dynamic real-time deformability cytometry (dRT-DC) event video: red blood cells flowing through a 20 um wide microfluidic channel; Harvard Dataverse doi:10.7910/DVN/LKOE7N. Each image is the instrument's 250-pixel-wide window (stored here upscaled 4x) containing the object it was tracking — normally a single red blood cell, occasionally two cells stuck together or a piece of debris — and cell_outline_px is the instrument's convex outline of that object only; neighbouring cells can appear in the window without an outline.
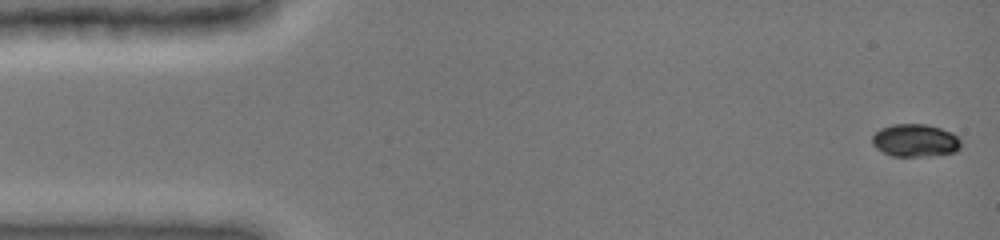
{"species": "common noctule bat (a hibernating species)", "species_latin": "Nyctalus noctula", "temperature_condition": "cold", "stored_images_in_passage": 35, "camera_frame_rate_fps": 3000, "um_per_image_px": 0.085, "animal": {"sex": "female", "body_mass_g": 19.0, "forearm_length_mm": 51.5}, "frame": {"image": 1, "passage_image": 1, "time_ms": 0.0, "image_size_px": [1000, 240], "cell_outline_px": [[960, 148], [956, 152], [932, 156], [892, 156], [876, 148], [872, 144], [872, 136], [880, 128], [892, 124], [924, 124], [940, 128], [952, 132], [960, 140]], "centroid_in_image_um": [77.79, 11.94], "position_along_channel_um": 7.2, "area_um2": 16.99}}
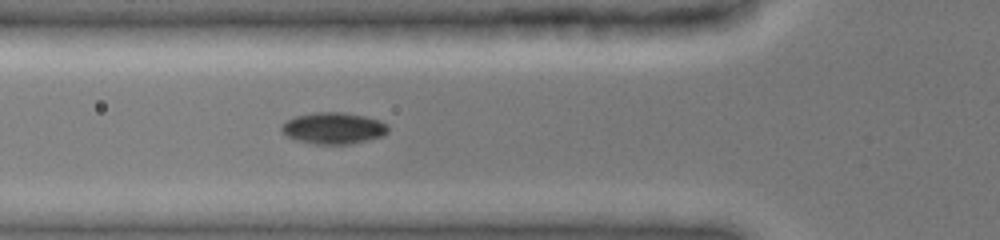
{"frame": {"image": 2, "passage_image": 24, "time_ms": 5.333, "image_size_px": [1000, 240], "cell_outline_px": [[388, 132], [384, 136], [368, 140], [348, 144], [316, 144], [296, 140], [280, 132], [280, 128], [288, 120], [296, 116], [316, 112], [344, 112], [364, 116], [380, 120], [388, 124]], "centroid_in_image_um": [28.37, 10.9], "position_along_channel_um": 97.4, "area_um2": 19.59}}
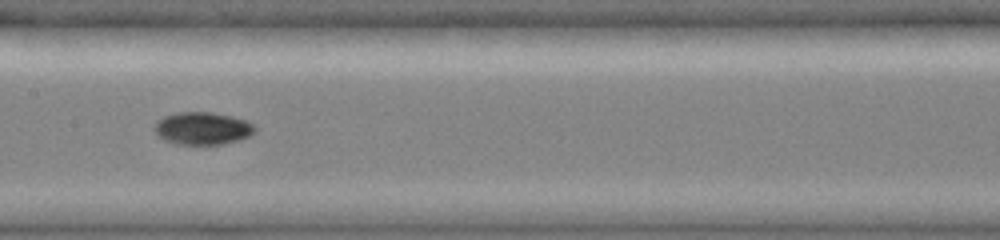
{"frame": {"image": 3, "passage_image": 34, "time_ms": 7.667, "image_size_px": [1000, 240], "cell_outline_px": [[256, 132], [248, 136], [236, 140], [220, 144], [176, 144], [164, 140], [156, 132], [156, 120], [164, 116], [176, 112], [212, 112], [232, 116], [244, 120], [252, 124], [256, 128]], "centroid_in_image_um": [17.21, 10.9], "position_along_channel_um": 190.2, "area_um2": 18.84}}